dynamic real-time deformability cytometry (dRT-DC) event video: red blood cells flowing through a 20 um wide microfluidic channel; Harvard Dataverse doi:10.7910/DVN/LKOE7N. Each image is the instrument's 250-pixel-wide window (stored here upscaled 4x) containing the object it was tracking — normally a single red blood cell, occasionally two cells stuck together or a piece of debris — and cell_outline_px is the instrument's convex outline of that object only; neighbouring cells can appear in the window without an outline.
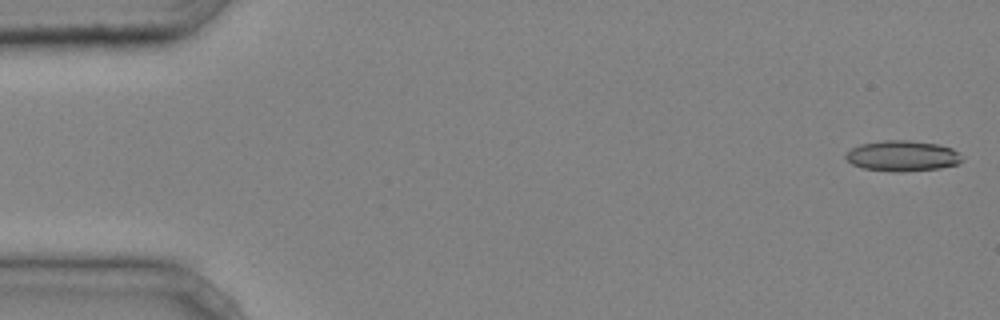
{"species": "common noctule bat (a hibernating species)", "species_latin": "Nyctalus noctula", "temperature_condition": "cold", "stored_images_in_passage": 44, "camera_frame_rate_fps": 3000, "um_per_image_px": 0.085, "animal": {"sex": "male", "body_mass_g": 20.4}, "frame": {"image": 1, "passage_image": 1, "time_ms": 0.0, "image_size_px": [1000, 320], "cell_outline_px": [[964, 160], [956, 164], [940, 168], [904, 172], [896, 172], [860, 168], [852, 164], [844, 156], [852, 148], [860, 144], [884, 140], [908, 140], [936, 144], [952, 148], [964, 156]], "centroid_in_image_um": [76.72, 13.26], "position_along_channel_um": 8.3, "area_um2": 20.87}}
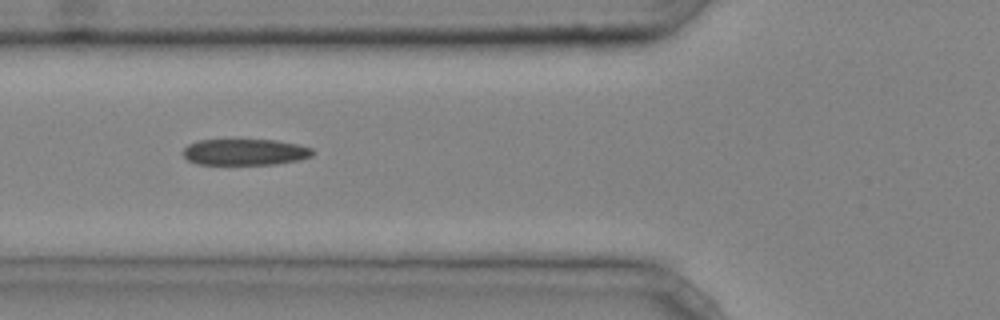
{"frame": {"image": 2, "passage_image": 17, "time_ms": 5.333, "image_size_px": [1000, 320], "cell_outline_px": [[316, 152], [312, 156], [296, 160], [276, 164], [196, 164], [188, 160], [184, 156], [184, 148], [188, 144], [200, 140], [276, 140], [296, 144], [312, 148]], "centroid_in_image_um": [20.83, 12.92], "position_along_channel_um": 105.0, "area_um2": 19.71}}
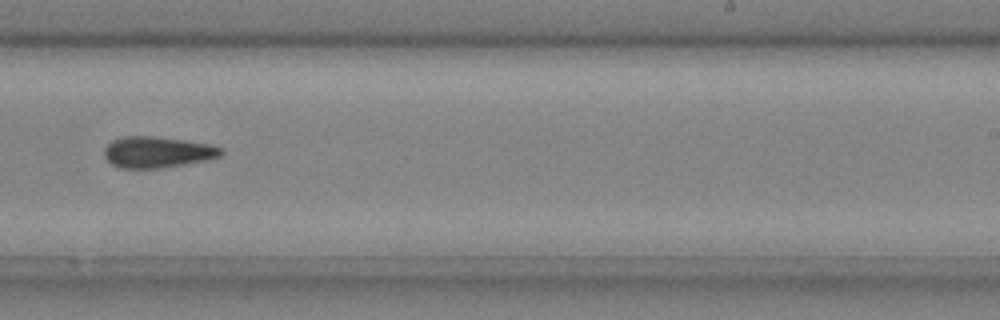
{"frame": {"image": 3, "passage_image": 29, "time_ms": 9.333, "image_size_px": [1000, 320], "cell_outline_px": [[224, 152], [220, 156], [208, 160], [160, 168], [120, 168], [112, 164], [104, 156], [104, 148], [112, 140], [124, 136], [152, 136], [184, 140], [212, 144], [220, 148]], "centroid_in_image_um": [13.38, 12.93], "position_along_channel_um": 275.6, "area_um2": 21.21}, "authors_computed_cell_mechanics": {"area_um2": 20.7213, "velocity_mm_per_s": 4.2606, "shape_relaxation_time_tau1_ms": 3.6555, "shape_relaxation_time_tau2_ms": 7.5339, "deformation_change_tau1": 0.1257, "deformation_change_tau2": 0.2254}}